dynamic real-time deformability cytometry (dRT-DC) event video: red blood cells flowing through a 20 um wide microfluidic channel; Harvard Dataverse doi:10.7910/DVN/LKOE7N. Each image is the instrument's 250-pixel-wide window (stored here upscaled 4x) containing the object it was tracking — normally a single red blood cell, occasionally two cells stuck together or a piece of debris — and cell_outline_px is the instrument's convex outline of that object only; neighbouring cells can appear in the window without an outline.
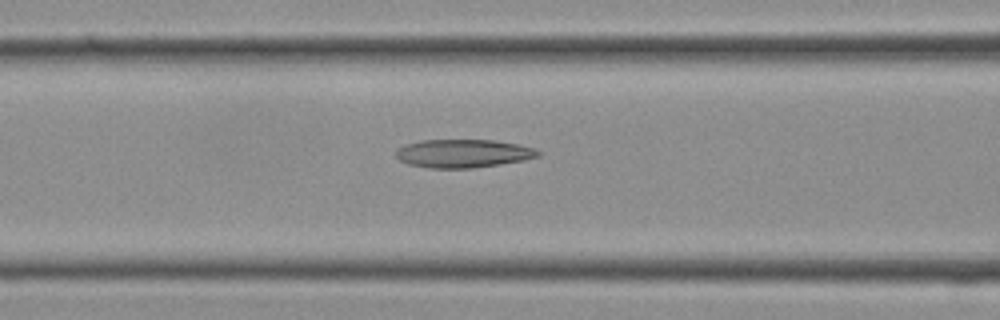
{"species": "Egyptian fruit bat (a non-hibernating species)", "species_latin": "Rousettus aegyptiacus", "temperature_condition": "cold", "stored_images_in_passage": 25, "camera_frame_rate_fps": 3000, "um_per_image_px": 0.085, "frame": {"image": 1, "passage_image": 10, "time_ms": 3.0, "image_size_px": [1000, 320], "cell_outline_px": [[540, 156], [524, 160], [500, 164], [472, 168], [428, 168], [408, 164], [400, 160], [396, 156], [396, 148], [404, 144], [420, 140], [496, 140], [520, 144], [536, 148], [540, 152]], "centroid_in_image_um": [39.37, 13.03], "position_along_channel_um": 127.2, "area_um2": 23.7}}
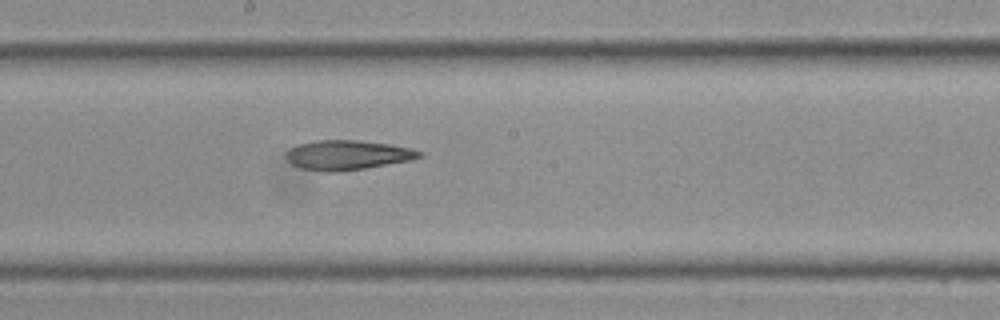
{"frame": {"image": 2, "passage_image": 14, "time_ms": 4.333, "image_size_px": [1000, 320], "cell_outline_px": [[424, 156], [412, 160], [364, 168], [336, 172], [324, 172], [300, 168], [292, 164], [288, 160], [288, 152], [292, 148], [300, 144], [316, 140], [360, 140], [392, 144], [412, 148], [424, 152]], "centroid_in_image_um": [29.62, 13.17], "position_along_channel_um": 218.6, "area_um2": 23.0}}
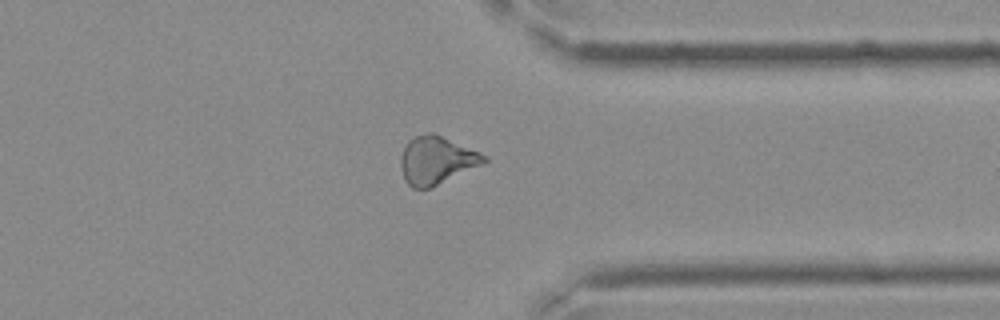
{"frame": {"image": 3, "passage_image": 21, "time_ms": 6.667, "image_size_px": [1000, 320], "cell_outline_px": [[488, 160], [432, 188], [412, 188], [404, 180], [400, 168], [400, 156], [408, 140], [412, 136], [428, 132], [432, 132], [480, 152], [488, 156]], "centroid_in_image_um": [37.05, 13.61], "position_along_channel_um": 374.3, "area_um2": 23.24}}